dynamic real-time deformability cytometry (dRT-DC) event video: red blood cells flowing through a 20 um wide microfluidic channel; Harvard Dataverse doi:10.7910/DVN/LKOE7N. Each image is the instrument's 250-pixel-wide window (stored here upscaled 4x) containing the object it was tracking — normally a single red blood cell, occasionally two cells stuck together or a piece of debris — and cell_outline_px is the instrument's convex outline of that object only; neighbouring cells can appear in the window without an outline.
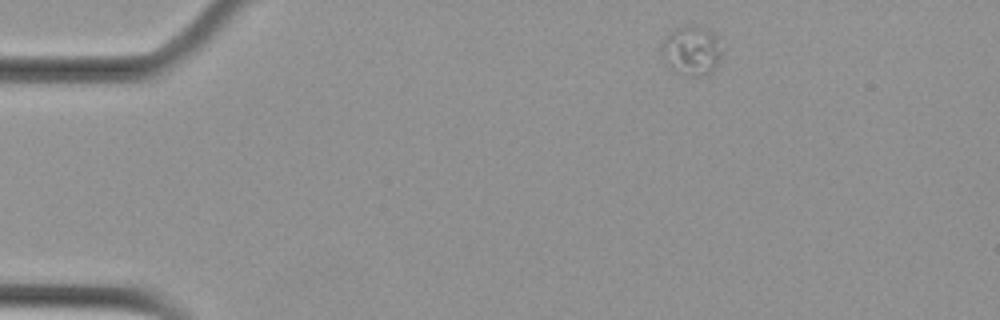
{"species": "Egyptian fruit bat (a non-hibernating species)", "species_latin": "Rousettus aegyptiacus", "temperature_condition": "cold", "stored_images_in_passage": 4, "camera_frame_rate_fps": 3000, "um_per_image_px": 0.085, "animal": {"sex": "female"}, "frame": {"image": 1, "passage_image": 1, "time_ms": 0.0, "image_size_px": [1000, 320], "cell_outline_px": [[724, 48], [716, 64], [708, 76], [692, 76], [672, 72], [668, 68], [664, 60], [664, 40], [668, 32], [684, 24], [696, 24], [708, 28], [716, 36]], "centroid_in_image_um": [58.81, 4.28], "position_along_channel_um": 26.2, "area_um2": 17.74}}